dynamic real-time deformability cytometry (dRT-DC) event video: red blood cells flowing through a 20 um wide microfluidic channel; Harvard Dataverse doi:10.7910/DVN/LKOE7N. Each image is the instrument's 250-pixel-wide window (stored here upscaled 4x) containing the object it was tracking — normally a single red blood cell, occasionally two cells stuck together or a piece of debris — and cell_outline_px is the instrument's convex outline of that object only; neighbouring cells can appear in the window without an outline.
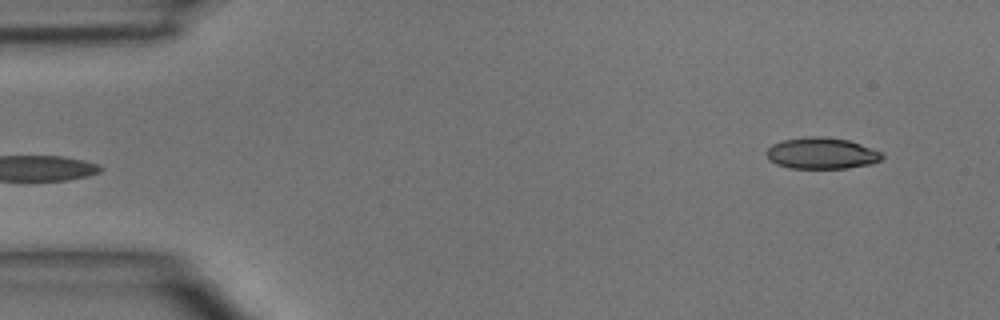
{"species": "common noctule bat (a hibernating species)", "species_latin": "Nyctalus noctula", "temperature_condition": "room temperature", "stored_images_in_passage": 4, "segment_of_instrument_passage": [2, 2], "camera_frame_rate_fps": 3000, "um_per_image_px": 0.085, "animal": {"sex": "male", "body_mass_g": 15.6}, "frame": {"image": 1, "passage_image": 4, "time_ms": 4.333, "image_size_px": [1000, 320], "cell_outline_px": [[884, 156], [880, 160], [872, 164], [848, 168], [788, 168], [776, 164], [768, 160], [764, 152], [772, 144], [784, 140], [808, 136], [824, 136], [848, 140], [884, 152]], "centroid_in_image_um": [69.83, 13.03], "position_along_channel_um": 15.2, "area_um2": 21.39}}